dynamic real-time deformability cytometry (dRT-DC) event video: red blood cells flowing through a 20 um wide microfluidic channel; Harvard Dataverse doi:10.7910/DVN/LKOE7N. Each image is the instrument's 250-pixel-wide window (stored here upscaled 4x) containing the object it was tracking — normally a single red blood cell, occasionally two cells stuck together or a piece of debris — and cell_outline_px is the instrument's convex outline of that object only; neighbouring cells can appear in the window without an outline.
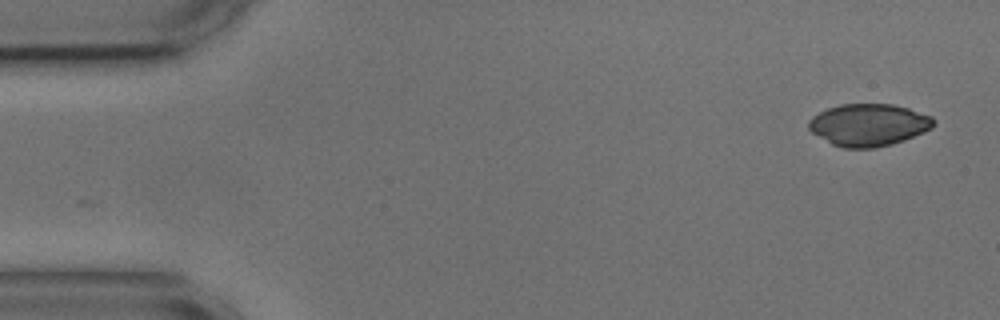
{"species": "common noctule bat (a hibernating species)", "species_latin": "Nyctalus noctula", "temperature_condition": "cold", "stored_images_in_passage": 52, "camera_frame_rate_fps": 3000, "um_per_image_px": 0.085, "animal": {"sex": "male", "body_mass_g": 17.9, "forearm_length_mm": 54.2}, "frame": {"image": 1, "passage_image": 1, "time_ms": 0.0, "image_size_px": [1000, 320], "cell_outline_px": [[936, 124], [932, 128], [924, 132], [904, 140], [892, 144], [876, 148], [844, 148], [832, 144], [812, 132], [808, 128], [808, 120], [812, 116], [828, 108], [840, 104], [892, 104], [908, 108], [932, 116], [936, 120]], "centroid_in_image_um": [73.85, 10.61], "position_along_channel_um": 11.1, "area_um2": 30.87}}
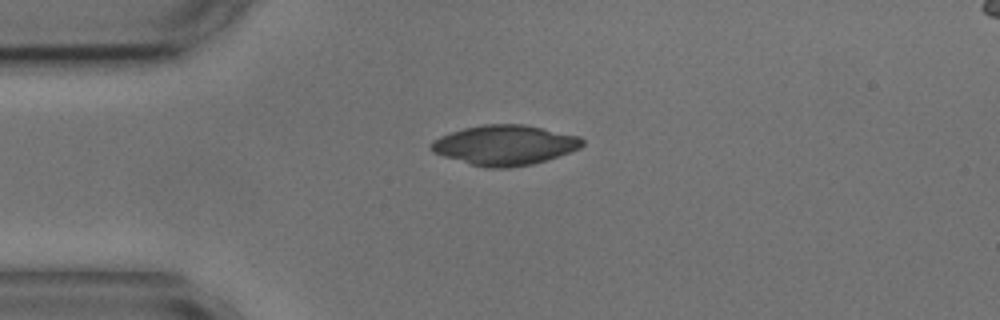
{"frame": {"image": 2, "passage_image": 11, "time_ms": 3.333, "image_size_px": [1000, 320], "cell_outline_px": [[584, 144], [580, 148], [532, 164], [508, 168], [488, 168], [472, 164], [444, 156], [432, 152], [428, 148], [432, 140], [440, 136], [464, 128], [484, 124], [524, 124], [580, 136], [584, 140]], "centroid_in_image_um": [42.89, 12.32], "position_along_channel_um": 42.1, "area_um2": 34.97}}
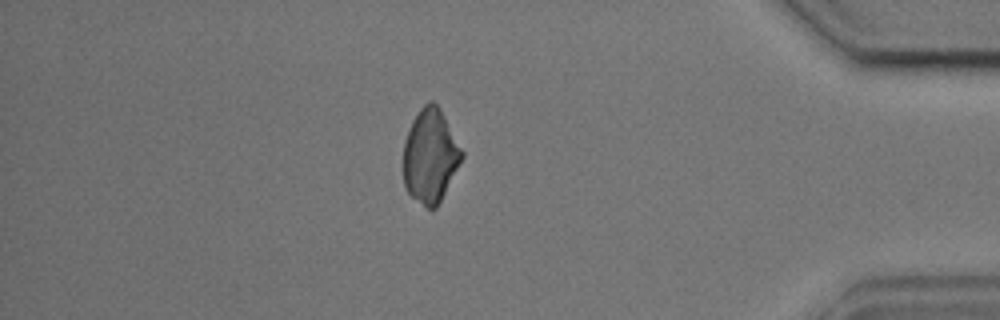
{"frame": {"image": 3, "passage_image": 45, "time_ms": 14.667, "image_size_px": [1000, 320], "cell_outline_px": [[464, 156], [436, 208], [428, 208], [412, 196], [408, 192], [404, 184], [404, 140], [412, 120], [420, 108], [428, 100], [432, 100], [440, 108], [464, 152]], "centroid_in_image_um": [36.58, 13.21], "position_along_channel_um": 398.6, "area_um2": 31.67}}